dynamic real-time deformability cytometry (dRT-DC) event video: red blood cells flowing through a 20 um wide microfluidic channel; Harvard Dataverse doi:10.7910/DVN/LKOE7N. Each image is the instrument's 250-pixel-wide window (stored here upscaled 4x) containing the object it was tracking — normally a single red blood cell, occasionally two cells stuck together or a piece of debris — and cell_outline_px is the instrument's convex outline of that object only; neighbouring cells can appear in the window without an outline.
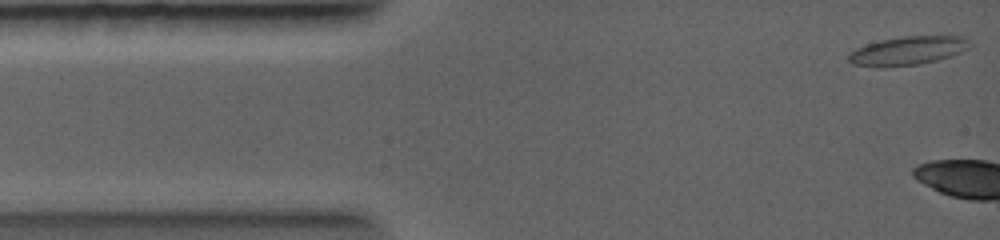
{"species": "common noctule bat (a hibernating species)", "species_latin": "Nyctalus noctula", "temperature_condition": "warm", "stored_images_in_passage": 3, "camera_frame_rate_fps": 5000, "um_per_image_px": 0.085, "animal": {"sex": "female", "body_mass_g": 19.0, "forearm_length_mm": 56.7}, "frame": {"image": 1, "passage_image": 1, "time_ms": 0.0, "image_size_px": [1000, 240], "cell_outline_px": [[972, 44], [968, 48], [960, 52], [936, 60], [920, 64], [880, 68], [872, 68], [852, 64], [848, 60], [848, 56], [856, 48], [880, 40], [904, 36], [960, 36], [968, 40]], "centroid_in_image_um": [77.11, 4.33], "position_along_channel_um": 7.9, "area_um2": 20.23}}